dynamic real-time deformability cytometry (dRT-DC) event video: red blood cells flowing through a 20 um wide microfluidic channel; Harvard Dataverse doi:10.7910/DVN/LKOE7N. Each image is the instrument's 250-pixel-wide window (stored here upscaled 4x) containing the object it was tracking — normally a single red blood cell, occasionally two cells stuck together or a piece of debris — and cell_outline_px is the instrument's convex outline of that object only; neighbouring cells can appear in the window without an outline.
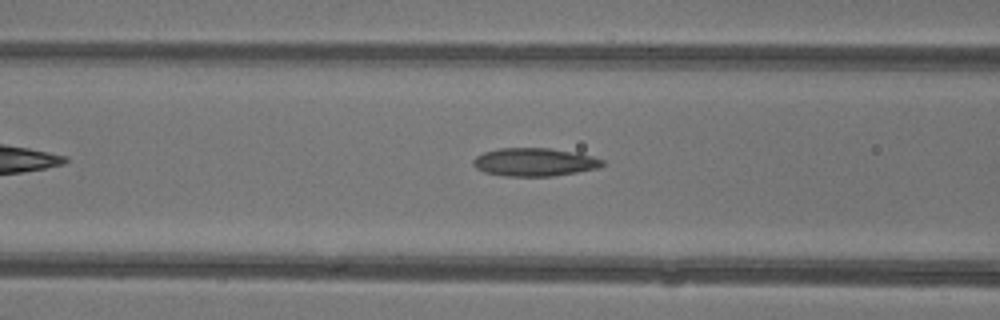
{"species": "common noctule bat (a hibernating species)", "species_latin": "Nyctalus noctula", "temperature_condition": "warm", "stored_images_in_passage": 8, "camera_frame_rate_fps": 3000, "um_per_image_px": 0.085, "animal": {"sex": "female"}, "frame": {"image": 1, "passage_image": 6, "time_ms": 1.667, "image_size_px": [1000, 320], "cell_outline_px": [[604, 164], [600, 168], [552, 176], [504, 176], [484, 172], [476, 168], [472, 164], [472, 160], [476, 156], [484, 152], [500, 148], [548, 148], [576, 152], [592, 156], [604, 160]], "centroid_in_image_um": [45.43, 13.78], "position_along_channel_um": 121.2, "area_um2": 21.27}}